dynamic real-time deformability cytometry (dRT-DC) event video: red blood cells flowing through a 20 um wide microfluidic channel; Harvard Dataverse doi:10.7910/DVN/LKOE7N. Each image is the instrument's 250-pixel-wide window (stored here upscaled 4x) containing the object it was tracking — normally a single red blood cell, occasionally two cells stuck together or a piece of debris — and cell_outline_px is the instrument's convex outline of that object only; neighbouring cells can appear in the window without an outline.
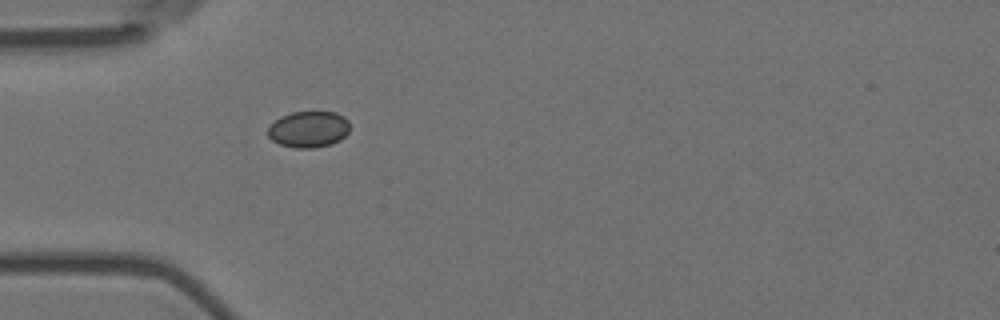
{"species": "Egyptian fruit bat (a non-hibernating species)", "species_latin": "Rousettus aegyptiacus", "temperature_condition": "room temperature", "stored_images_in_passage": 18, "camera_frame_rate_fps": 3000, "um_per_image_px": 0.085, "animal": {"sex": "female"}, "frame": {"image": 1, "passage_image": 1, "time_ms": 0.0, "image_size_px": [1000, 320], "cell_outline_px": [[348, 132], [340, 140], [328, 144], [312, 148], [296, 148], [280, 144], [272, 140], [268, 136], [268, 128], [280, 116], [292, 112], [336, 112], [344, 116], [348, 120]], "centroid_in_image_um": [26.23, 10.98], "position_along_channel_um": 58.8, "area_um2": 17.17}}
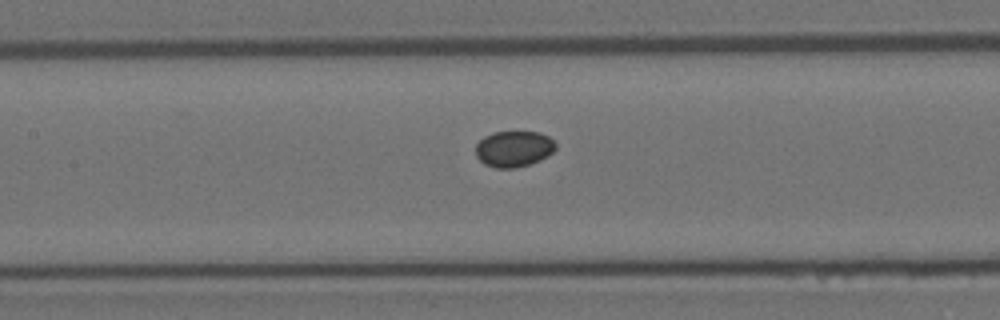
{"frame": {"image": 2, "passage_image": 10, "time_ms": 3.0, "image_size_px": [1000, 320], "cell_outline_px": [[556, 148], [548, 156], [540, 160], [516, 168], [496, 168], [484, 164], [476, 156], [476, 144], [484, 136], [492, 132], [540, 132], [548, 136], [556, 144]], "centroid_in_image_um": [43.66, 12.65], "position_along_channel_um": 163.7, "area_um2": 16.82}}
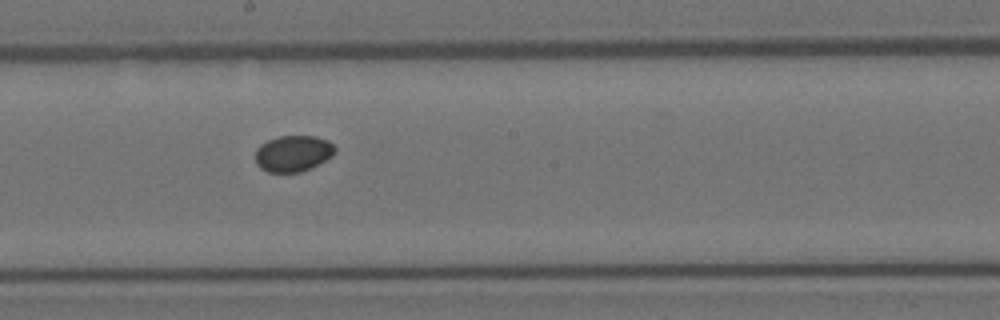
{"frame": {"image": 3, "passage_image": 15, "time_ms": 4.667, "image_size_px": [1000, 320], "cell_outline_px": [[336, 152], [332, 156], [300, 172], [268, 172], [260, 168], [256, 164], [256, 148], [260, 144], [268, 140], [280, 136], [316, 136], [328, 140], [336, 148]], "centroid_in_image_um": [24.9, 13.03], "position_along_channel_um": 223.3, "area_um2": 16.7}}